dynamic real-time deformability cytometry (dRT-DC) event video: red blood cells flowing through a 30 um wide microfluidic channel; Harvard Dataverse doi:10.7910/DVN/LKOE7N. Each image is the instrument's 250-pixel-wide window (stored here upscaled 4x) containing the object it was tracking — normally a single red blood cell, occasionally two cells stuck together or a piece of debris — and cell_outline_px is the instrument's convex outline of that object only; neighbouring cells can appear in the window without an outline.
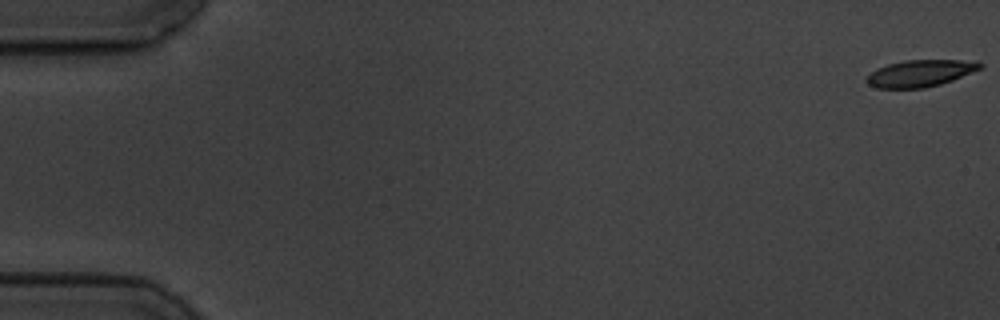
{"species": "common noctule bat (a hibernating species)", "species_latin": "Nyctalus noctula", "temperature_condition": "cold", "stored_images_in_passage": 5, "camera_frame_rate_fps": 3000, "um_per_image_px": 0.085, "animal": {"sex": "male", "body_mass_g": 19.5, "forearm_length_mm": 54.6}, "frame": {"image": 1, "passage_image": 1, "time_ms": 0.0, "image_size_px": [1000, 320], "cell_outline_px": [[984, 68], [952, 80], [940, 84], [924, 88], [876, 88], [868, 84], [864, 80], [876, 68], [888, 64], [904, 60], [980, 60], [984, 64]], "centroid_in_image_um": [78.28, 6.21], "position_along_channel_um": 6.7, "area_um2": 17.98}}
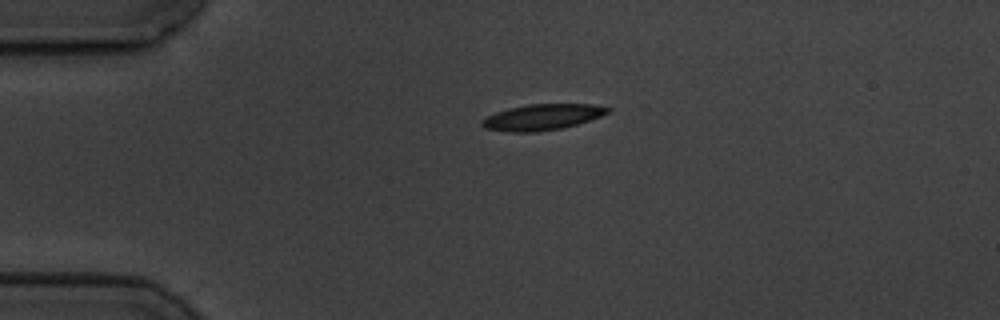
{"frame": {"image": 2, "passage_image": 4, "time_ms": 4.333, "image_size_px": [1000, 320], "cell_outline_px": [[612, 112], [564, 128], [536, 132], [508, 132], [484, 128], [480, 124], [480, 120], [484, 116], [508, 108], [528, 104], [592, 104], [612, 108]], "centroid_in_image_um": [46.05, 9.95], "position_along_channel_um": 38.9, "area_um2": 19.25}}